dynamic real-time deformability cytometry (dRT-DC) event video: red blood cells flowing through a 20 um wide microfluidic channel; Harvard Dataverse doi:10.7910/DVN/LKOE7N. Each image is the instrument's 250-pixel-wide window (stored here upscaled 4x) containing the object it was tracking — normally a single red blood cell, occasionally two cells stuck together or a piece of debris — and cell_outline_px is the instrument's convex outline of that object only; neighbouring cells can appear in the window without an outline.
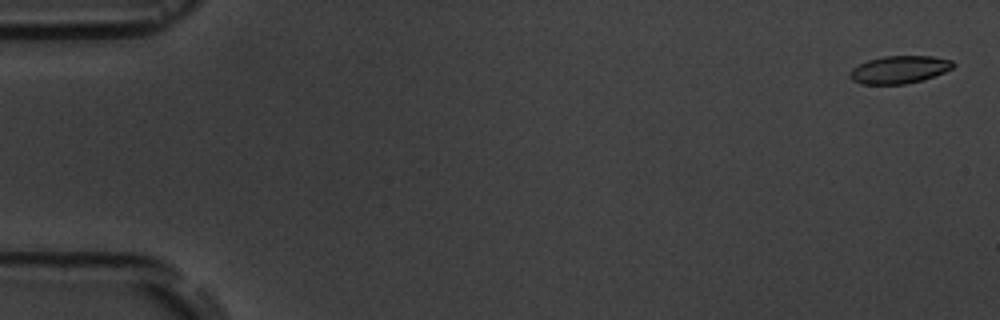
{"species": "common noctule bat (a hibernating species)", "species_latin": "Nyctalus noctula", "temperature_condition": "room temperature", "stored_images_in_passage": 5, "camera_frame_rate_fps": 3000, "um_per_image_px": 0.085, "animal": {"sex": "male", "body_mass_g": 19.5, "forearm_length_mm": 54.6}, "frame": {"image": 1, "passage_image": 1, "time_ms": 0.0, "image_size_px": [1000, 320], "cell_outline_px": [[956, 64], [952, 68], [944, 72], [924, 80], [904, 84], [860, 84], [852, 80], [848, 76], [848, 72], [852, 68], [868, 60], [884, 56], [932, 56], [952, 60]], "centroid_in_image_um": [76.43, 5.92], "position_along_channel_um": 8.6, "area_um2": 16.76}}
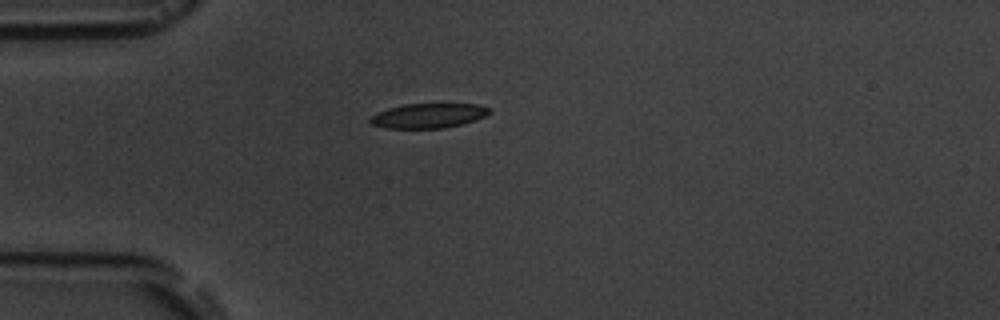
{"frame": {"image": 2, "passage_image": 5, "time_ms": 4.667, "image_size_px": [1000, 320], "cell_outline_px": [[492, 112], [476, 120], [444, 128], [384, 128], [372, 124], [368, 120], [372, 116], [388, 108], [404, 104], [476, 104], [488, 108]], "centroid_in_image_um": [36.41, 9.83], "position_along_channel_um": 48.6, "area_um2": 16.94}}